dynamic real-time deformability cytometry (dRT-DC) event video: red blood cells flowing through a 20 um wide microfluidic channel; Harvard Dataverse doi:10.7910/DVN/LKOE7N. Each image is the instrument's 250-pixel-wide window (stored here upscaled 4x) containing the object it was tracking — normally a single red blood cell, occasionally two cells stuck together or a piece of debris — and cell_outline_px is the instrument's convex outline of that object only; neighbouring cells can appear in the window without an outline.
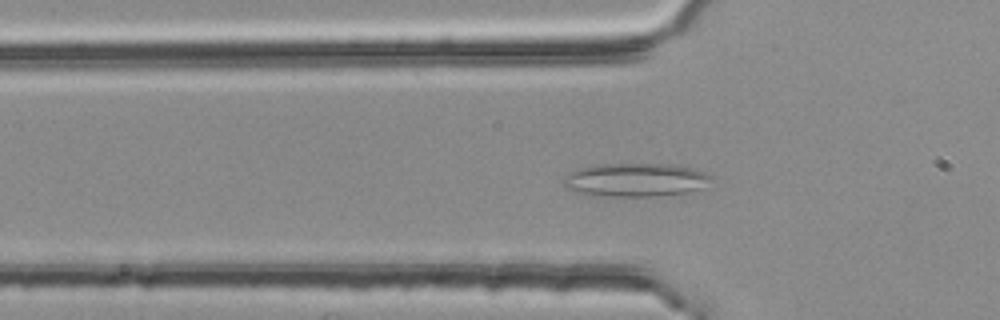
{"species": "common noctule bat (a hibernating species)", "species_latin": "Nyctalus noctula", "temperature_condition": "room temperature", "stored_images_in_passage": 39, "camera_frame_rate_fps": 3000, "um_per_image_px": 0.085, "animal": {"sex": "female", "body_mass_g": 25.1}, "frame": {"image": 1, "passage_image": 3, "time_ms": 0.667, "image_size_px": [1000, 320], "cell_outline_px": [[712, 180], [700, 188], [688, 192], [656, 196], [588, 196], [564, 188], [560, 184], [564, 176], [568, 172], [592, 164], [672, 164], [692, 168], [704, 172], [712, 176]], "centroid_in_image_um": [53.92, 15.29], "position_along_channel_um": 71.9, "area_um2": 29.3}}
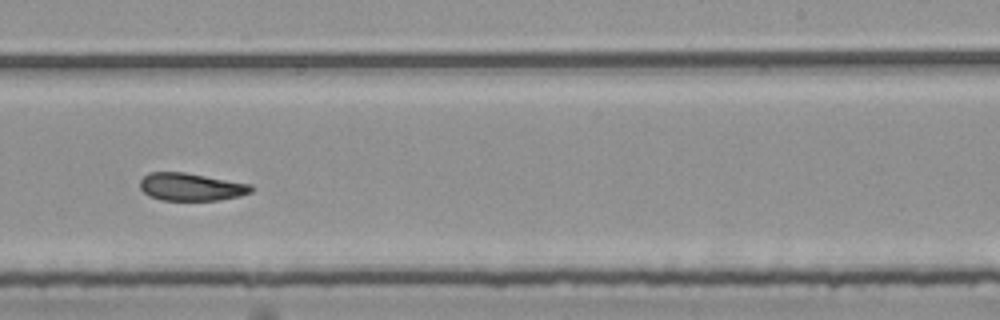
{"frame": {"image": 2, "passage_image": 19, "time_ms": 6.0, "image_size_px": [1000, 320], "cell_outline_px": [[252, 192], [240, 196], [220, 200], [160, 200], [148, 196], [140, 188], [140, 180], [148, 172], [184, 172], [252, 184]], "centroid_in_image_um": [16.23, 15.89], "position_along_channel_um": 272.8, "area_um2": 18.03}}
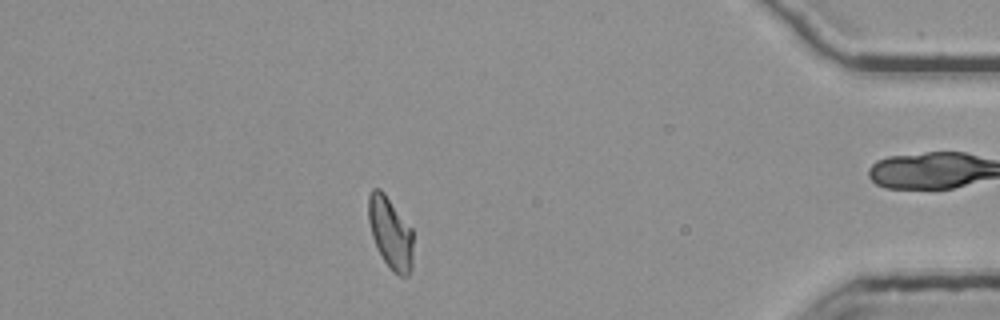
{"frame": {"image": 3, "passage_image": 33, "time_ms": 10.667, "image_size_px": [1000, 320], "cell_outline_px": [[412, 268], [408, 276], [400, 276], [392, 272], [388, 268], [376, 248], [372, 236], [368, 220], [368, 196], [372, 188], [380, 188], [384, 192], [412, 228]], "centroid_in_image_um": [33.17, 19.81], "position_along_channel_um": 402.0, "area_um2": 19.02}, "authors_computed_cell_mechanics": {"area_um2": 18.6116, "velocity_mm_per_s": 3.7484, "shape_relaxation_time_tau1_ms": null, "shape_relaxation_time_tau2_ms": 5.9143, "deformation_change_tau1": null, "deformation_change_tau2": 0.1318}}